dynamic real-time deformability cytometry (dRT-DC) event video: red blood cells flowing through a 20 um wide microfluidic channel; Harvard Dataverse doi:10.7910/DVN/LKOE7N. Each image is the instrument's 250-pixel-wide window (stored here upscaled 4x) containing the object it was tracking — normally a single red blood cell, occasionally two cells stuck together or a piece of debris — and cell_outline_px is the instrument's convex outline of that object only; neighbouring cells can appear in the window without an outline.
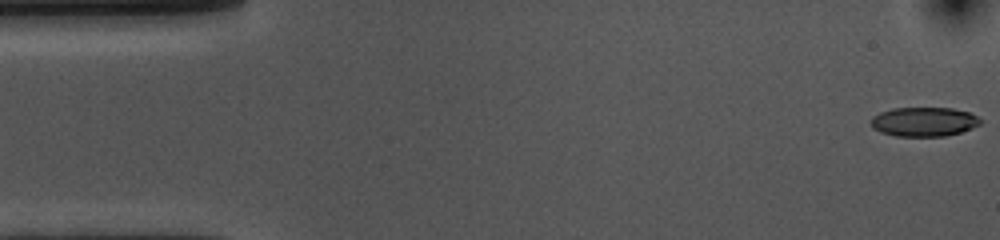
{"species": "common noctule bat (a hibernating species)", "species_latin": "Nyctalus noctula", "temperature_condition": "cold", "stored_images_in_passage": 54, "camera_frame_rate_fps": 3000, "um_per_image_px": 0.085, "animal": {"sex": "female", "body_mass_g": 10.0, "forearm_length_mm": 53.1}, "frame": {"image": 1, "passage_image": 1, "time_ms": 0.0, "image_size_px": [1000, 240], "cell_outline_px": [[984, 120], [980, 124], [972, 128], [960, 132], [944, 136], [896, 136], [880, 132], [872, 128], [872, 116], [880, 112], [892, 108], [952, 108], [968, 112]], "centroid_in_image_um": [78.53, 10.35], "position_along_channel_um": 6.5, "area_um2": 18.67}}
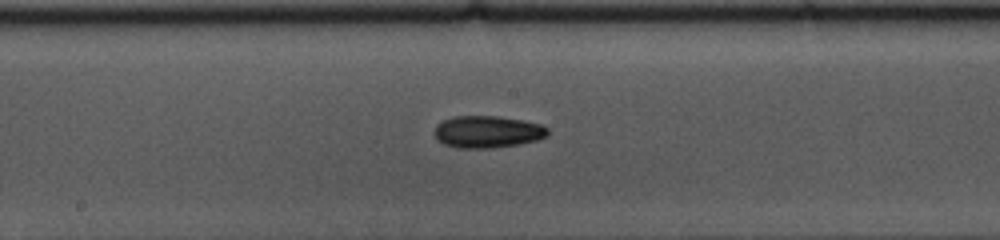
{"frame": {"image": 2, "passage_image": 27, "time_ms": 8.667, "image_size_px": [1000, 240], "cell_outline_px": [[548, 136], [536, 140], [516, 144], [492, 148], [456, 148], [444, 144], [436, 140], [436, 124], [452, 116], [496, 116], [524, 120], [540, 124], [548, 128]], "centroid_in_image_um": [41.43, 11.2], "position_along_channel_um": 206.8, "area_um2": 21.15}}
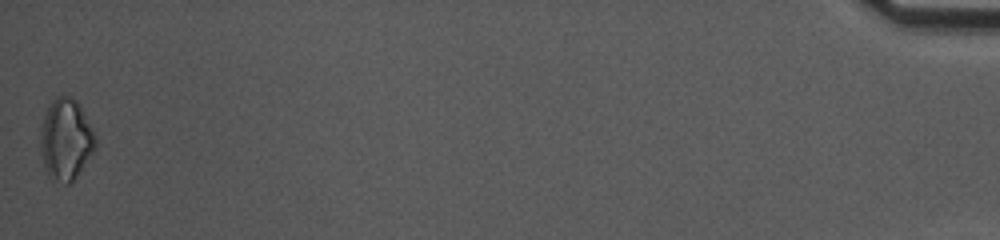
{"frame": {"image": 3, "passage_image": 54, "time_ms": 17.667, "image_size_px": [1000, 240], "cell_outline_px": [[96, 148], [72, 184], [64, 184], [52, 180], [48, 176], [40, 152], [40, 140], [44, 116], [52, 100], [56, 96], [72, 96], [76, 100], [92, 128], [96, 136]], "centroid_in_image_um": [5.6, 11.9], "position_along_channel_um": 429.6, "area_um2": 26.13}, "authors_computed_cell_mechanics": {"area_um2": 20.1144, "velocity_mm_per_s": 3.6239, "shape_relaxation_time_tau1_ms": 8.1237, "shape_relaxation_time_tau2_ms": 8.7275, "deformation_change_tau1": 0.1336, "deformation_change_tau2": 0.1654}}